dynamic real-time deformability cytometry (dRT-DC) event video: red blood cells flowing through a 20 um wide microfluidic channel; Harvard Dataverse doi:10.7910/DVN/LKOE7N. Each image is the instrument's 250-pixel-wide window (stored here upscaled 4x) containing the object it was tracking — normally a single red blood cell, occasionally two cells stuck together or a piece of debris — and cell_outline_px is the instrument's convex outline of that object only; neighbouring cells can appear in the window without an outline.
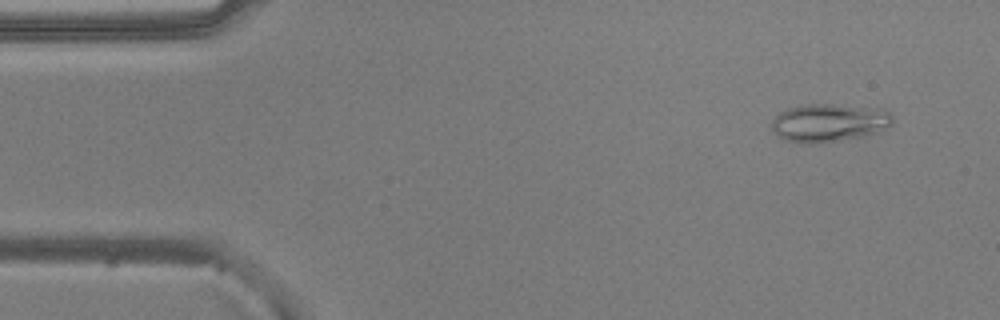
{"species": "common noctule bat (a hibernating species)", "species_latin": "Nyctalus noctula", "temperature_condition": "warm", "stored_images_in_passage": 32, "camera_frame_rate_fps": 3000, "um_per_image_px": 0.085, "animal": {"sex": "male", "body_mass_g": 20.5, "forearm_length_mm": 52.5}, "frame": {"image": 1, "passage_image": 4, "time_ms": 1.0, "image_size_px": [1000, 320], "cell_outline_px": [[892, 124], [876, 132], [864, 136], [816, 144], [808, 144], [784, 140], [772, 128], [772, 120], [780, 112], [788, 108], [804, 104], [832, 104], [876, 108], [888, 112], [892, 116]], "centroid_in_image_um": [70.44, 10.43], "position_along_channel_um": 14.6, "area_um2": 26.65}}